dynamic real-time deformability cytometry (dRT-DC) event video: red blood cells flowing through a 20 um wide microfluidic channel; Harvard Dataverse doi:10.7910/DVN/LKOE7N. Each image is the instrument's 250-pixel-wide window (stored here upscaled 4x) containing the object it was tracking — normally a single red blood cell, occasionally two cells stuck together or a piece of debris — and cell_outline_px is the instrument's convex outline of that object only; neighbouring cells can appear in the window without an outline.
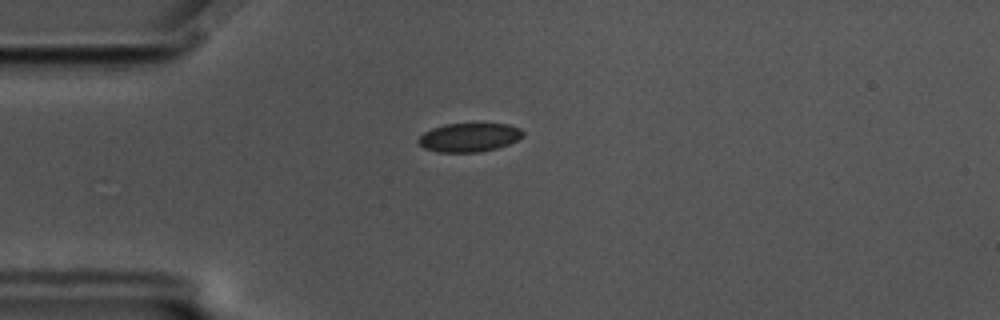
{"species": "common noctule bat (a hibernating species)", "species_latin": "Nyctalus noctula", "temperature_condition": "cold", "stored_images_in_passage": 57, "camera_frame_rate_fps": 3000, "um_per_image_px": 0.085, "animal": {"sex": "male", "body_mass_g": 17.5, "forearm_length_mm": 52.3}, "frame": {"image": 1, "passage_image": 14, "time_ms": 4.333, "image_size_px": [1000, 320], "cell_outline_px": [[524, 136], [508, 144], [496, 148], [480, 152], [436, 152], [424, 148], [416, 140], [424, 132], [432, 128], [444, 124], [508, 124], [520, 128], [524, 132]], "centroid_in_image_um": [39.86, 11.68], "position_along_channel_um": 45.1, "area_um2": 17.51}}
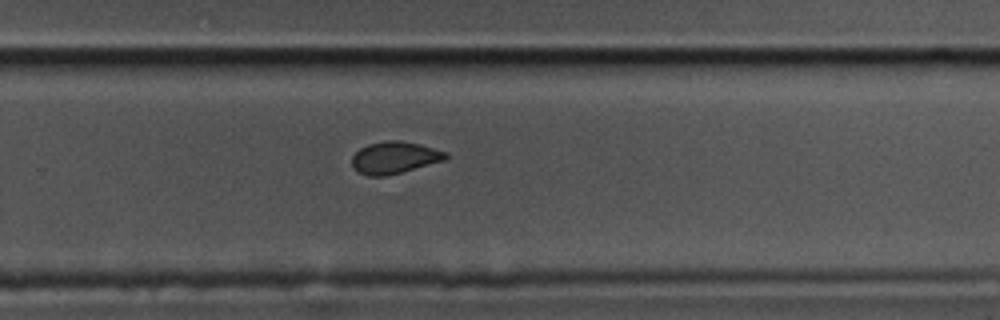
{"frame": {"image": 2, "passage_image": 37, "time_ms": 12.0, "image_size_px": [1000, 320], "cell_outline_px": [[448, 156], [444, 160], [400, 172], [384, 176], [368, 176], [356, 172], [352, 168], [352, 156], [360, 148], [368, 144], [388, 140], [400, 140], [420, 144], [448, 152]], "centroid_in_image_um": [33.5, 13.39], "position_along_channel_um": 296.3, "area_um2": 17.46}}
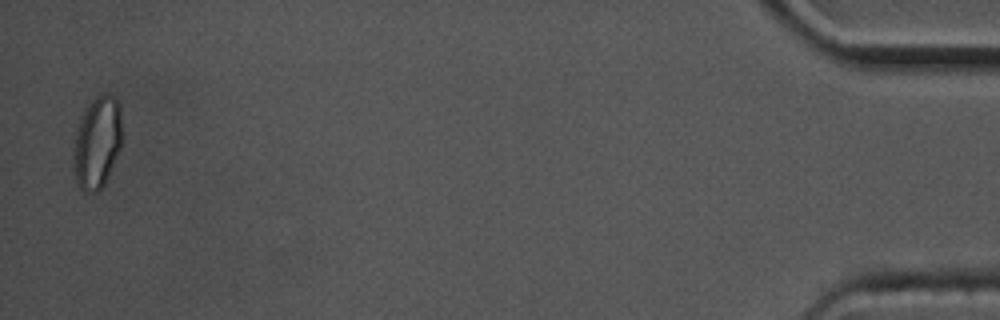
{"frame": {"image": 3, "passage_image": 56, "time_ms": 18.333, "image_size_px": [1000, 320], "cell_outline_px": [[120, 148], [108, 176], [104, 184], [96, 192], [84, 192], [80, 188], [76, 180], [72, 152], [76, 132], [80, 116], [92, 100], [100, 92], [104, 92], [112, 96], [120, 104]], "centroid_in_image_um": [8.23, 12.09], "position_along_channel_um": 427.0, "area_um2": 25.89}, "authors_computed_cell_mechanics": {"area_um2": 18.3804, "velocity_mm_per_s": 3.4912, "shape_relaxation_time_tau1_ms": 8.8009, "shape_relaxation_time_tau2_ms": 2.0954, "deformation_change_tau1": 0.0694, "deformation_change_tau2": 0.0639}}